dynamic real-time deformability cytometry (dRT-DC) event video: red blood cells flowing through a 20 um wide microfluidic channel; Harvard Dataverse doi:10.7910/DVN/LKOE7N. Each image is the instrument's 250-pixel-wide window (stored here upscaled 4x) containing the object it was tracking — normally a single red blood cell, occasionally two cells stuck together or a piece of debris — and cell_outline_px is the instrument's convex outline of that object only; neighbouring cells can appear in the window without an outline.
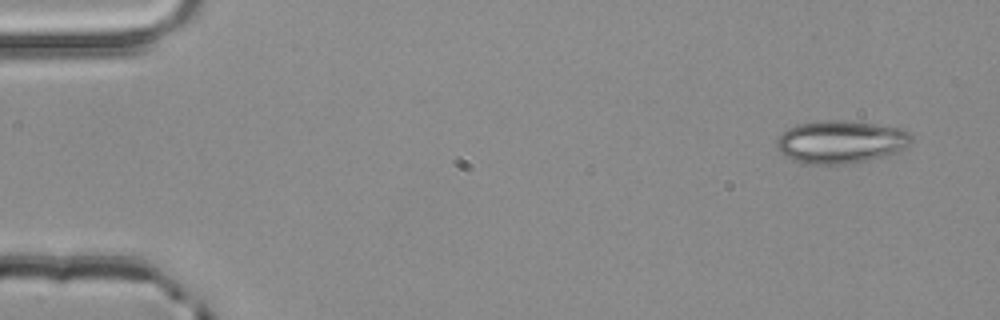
{"species": "common noctule bat (a hibernating species)", "species_latin": "Nyctalus noctula", "temperature_condition": "room temperature", "stored_images_in_passage": 5, "camera_frame_rate_fps": 3000, "um_per_image_px": 0.085, "animal": {"sex": "male", "body_mass_g": 20.4}, "frame": {"image": 1, "passage_image": 1, "time_ms": 0.0, "image_size_px": [1000, 320], "cell_outline_px": [[912, 140], [900, 152], [888, 156], [852, 164], [804, 164], [792, 160], [780, 152], [776, 148], [776, 140], [788, 128], [800, 124], [824, 120], [840, 120], [876, 124], [900, 128], [908, 132], [912, 136]], "centroid_in_image_um": [71.48, 12.08], "position_along_channel_um": 13.5, "area_um2": 33.87}}
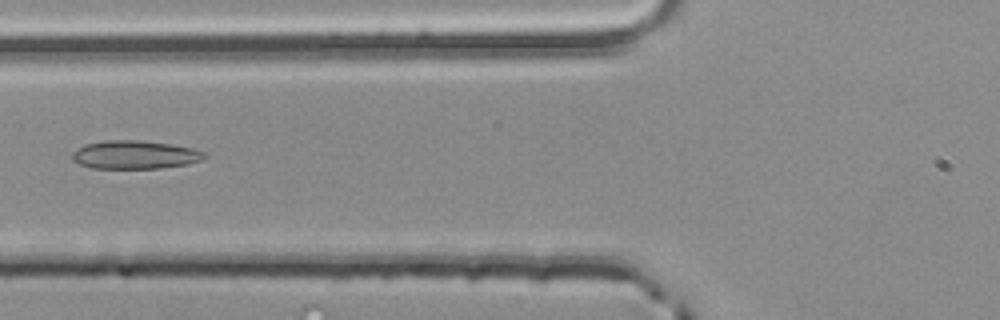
{"frame": {"image": 2, "passage_image": 5, "time_ms": 1.333, "image_size_px": [1000, 320], "cell_outline_px": [[204, 156], [200, 160], [188, 164], [160, 168], [92, 168], [80, 164], [72, 160], [72, 152], [76, 148], [84, 144], [104, 140], [140, 140], [172, 144], [192, 148], [204, 152]], "centroid_in_image_um": [11.41, 13.14], "position_along_channel_um": 114.4, "area_um2": 21.85}}